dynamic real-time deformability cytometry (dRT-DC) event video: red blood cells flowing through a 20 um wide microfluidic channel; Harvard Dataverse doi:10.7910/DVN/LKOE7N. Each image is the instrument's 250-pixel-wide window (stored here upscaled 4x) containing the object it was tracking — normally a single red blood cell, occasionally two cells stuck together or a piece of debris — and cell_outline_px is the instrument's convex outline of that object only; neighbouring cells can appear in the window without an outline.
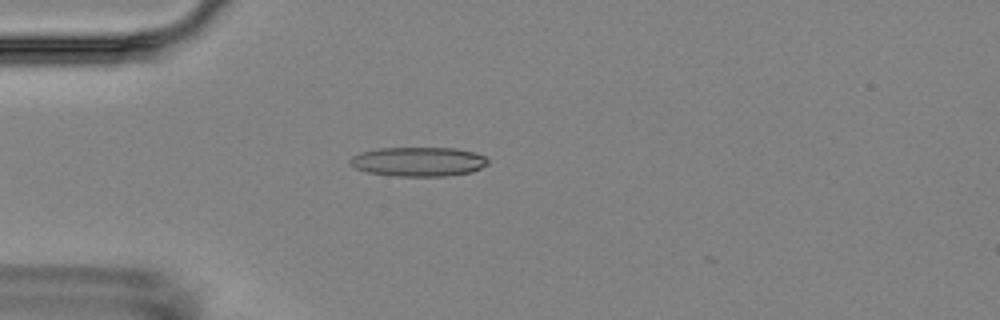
{"species": "Egyptian fruit bat (a non-hibernating species)", "species_latin": "Rousettus aegyptiacus", "temperature_condition": "room temperature", "stored_images_in_passage": 6, "camera_frame_rate_fps": 3000, "um_per_image_px": 0.085, "animal": {"sex": "female"}, "frame": {"image": 1, "passage_image": 5, "time_ms": 4.667, "image_size_px": [1000, 320], "cell_outline_px": [[488, 164], [472, 172], [444, 176], [392, 176], [368, 172], [356, 168], [348, 160], [352, 156], [360, 152], [376, 148], [456, 148], [476, 152], [484, 156], [488, 160]], "centroid_in_image_um": [35.57, 13.73], "position_along_channel_um": 49.4, "area_um2": 23.64}}